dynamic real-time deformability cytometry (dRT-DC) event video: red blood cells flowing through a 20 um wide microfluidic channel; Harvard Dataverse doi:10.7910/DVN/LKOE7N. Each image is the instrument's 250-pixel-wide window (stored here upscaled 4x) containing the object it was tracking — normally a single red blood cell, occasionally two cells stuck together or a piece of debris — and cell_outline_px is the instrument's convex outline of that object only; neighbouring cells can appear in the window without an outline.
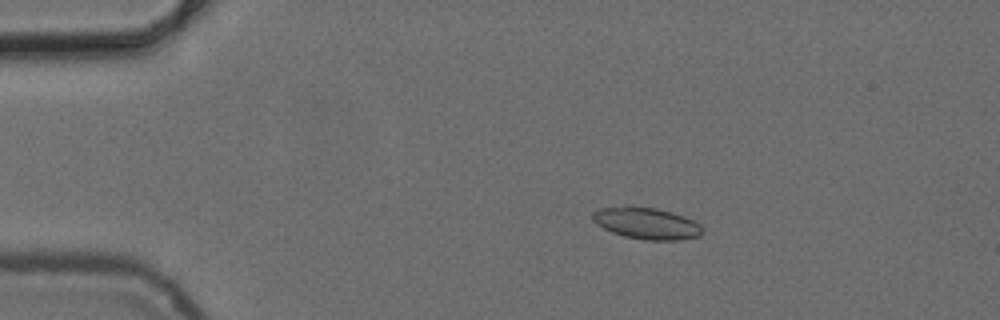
{"species": "common noctule bat (a hibernating species)", "species_latin": "Nyctalus noctula", "temperature_condition": "cold", "stored_images_in_passage": 5, "camera_frame_rate_fps": 3000, "um_per_image_px": 0.085, "animal": {"sex": "female", "body_mass_g": 24.6, "forearm_length_mm": 56.2}, "frame": {"image": 1, "passage_image": 4, "time_ms": 3.333, "image_size_px": [1000, 320], "cell_outline_px": [[704, 232], [700, 236], [680, 240], [644, 240], [624, 236], [612, 232], [596, 224], [592, 220], [592, 212], [600, 208], [624, 204], [632, 204], [656, 208], [672, 212], [684, 216], [700, 224]], "centroid_in_image_um": [54.93, 18.95], "position_along_channel_um": 30.1, "area_um2": 20.81}}